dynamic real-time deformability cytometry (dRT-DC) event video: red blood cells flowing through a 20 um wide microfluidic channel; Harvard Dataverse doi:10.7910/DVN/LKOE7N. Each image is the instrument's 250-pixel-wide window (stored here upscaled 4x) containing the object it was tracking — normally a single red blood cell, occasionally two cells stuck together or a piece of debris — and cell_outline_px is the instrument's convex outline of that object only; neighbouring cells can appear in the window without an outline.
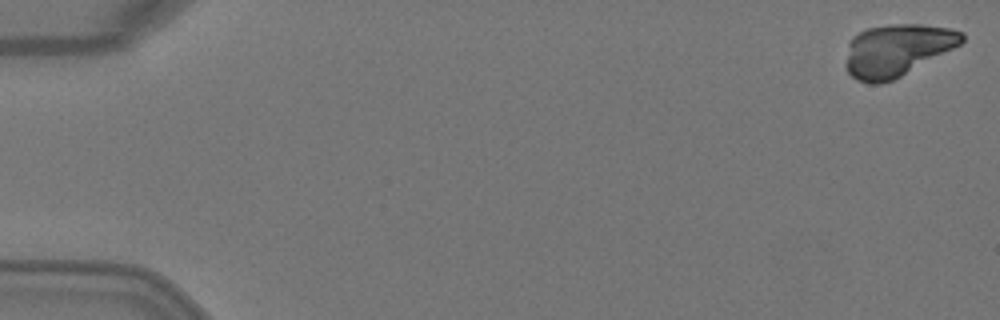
{"species": "Egyptian fruit bat (a non-hibernating species)", "species_latin": "Rousettus aegyptiacus", "temperature_condition": "warm", "stored_images_in_passage": 6, "camera_frame_rate_fps": 3000, "um_per_image_px": 0.085, "animal": {"sex": "female"}, "frame": {"image": 1, "passage_image": 1, "time_ms": 0.0, "image_size_px": [1000, 320], "cell_outline_px": [[964, 40], [960, 44], [900, 76], [892, 80], [880, 84], [872, 84], [856, 80], [844, 68], [844, 64], [848, 44], [852, 36], [868, 28], [896, 24], [920, 24], [948, 28], [964, 32]], "centroid_in_image_um": [76.19, 4.27], "position_along_channel_um": 8.8, "area_um2": 35.03}}